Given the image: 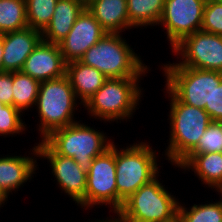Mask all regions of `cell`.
<instances>
[{
	"label": "cell",
	"mask_w": 222,
	"mask_h": 222,
	"mask_svg": "<svg viewBox=\"0 0 222 222\" xmlns=\"http://www.w3.org/2000/svg\"><path fill=\"white\" fill-rule=\"evenodd\" d=\"M82 122V123H81ZM107 133L79 120L52 131L43 141L56 153L73 158L88 172L96 156L103 154L114 142Z\"/></svg>",
	"instance_id": "6"
},
{
	"label": "cell",
	"mask_w": 222,
	"mask_h": 222,
	"mask_svg": "<svg viewBox=\"0 0 222 222\" xmlns=\"http://www.w3.org/2000/svg\"><path fill=\"white\" fill-rule=\"evenodd\" d=\"M176 168L194 172L205 188L222 193V152L188 154Z\"/></svg>",
	"instance_id": "17"
},
{
	"label": "cell",
	"mask_w": 222,
	"mask_h": 222,
	"mask_svg": "<svg viewBox=\"0 0 222 222\" xmlns=\"http://www.w3.org/2000/svg\"><path fill=\"white\" fill-rule=\"evenodd\" d=\"M161 175L140 187L118 211L124 222H166L178 215L179 199L172 194Z\"/></svg>",
	"instance_id": "7"
},
{
	"label": "cell",
	"mask_w": 222,
	"mask_h": 222,
	"mask_svg": "<svg viewBox=\"0 0 222 222\" xmlns=\"http://www.w3.org/2000/svg\"><path fill=\"white\" fill-rule=\"evenodd\" d=\"M4 106H5V104L0 101V109Z\"/></svg>",
	"instance_id": "36"
},
{
	"label": "cell",
	"mask_w": 222,
	"mask_h": 222,
	"mask_svg": "<svg viewBox=\"0 0 222 222\" xmlns=\"http://www.w3.org/2000/svg\"><path fill=\"white\" fill-rule=\"evenodd\" d=\"M216 194L219 195L218 200H206L201 204H193L190 208L180 202L178 215L182 222H222V193Z\"/></svg>",
	"instance_id": "23"
},
{
	"label": "cell",
	"mask_w": 222,
	"mask_h": 222,
	"mask_svg": "<svg viewBox=\"0 0 222 222\" xmlns=\"http://www.w3.org/2000/svg\"><path fill=\"white\" fill-rule=\"evenodd\" d=\"M2 71H21L27 57L42 40L39 30L31 27L2 34Z\"/></svg>",
	"instance_id": "16"
},
{
	"label": "cell",
	"mask_w": 222,
	"mask_h": 222,
	"mask_svg": "<svg viewBox=\"0 0 222 222\" xmlns=\"http://www.w3.org/2000/svg\"><path fill=\"white\" fill-rule=\"evenodd\" d=\"M8 195L0 189V208L4 207V205L8 202Z\"/></svg>",
	"instance_id": "32"
},
{
	"label": "cell",
	"mask_w": 222,
	"mask_h": 222,
	"mask_svg": "<svg viewBox=\"0 0 222 222\" xmlns=\"http://www.w3.org/2000/svg\"><path fill=\"white\" fill-rule=\"evenodd\" d=\"M122 36L123 33H106L79 61L96 68L108 79L146 77L150 66Z\"/></svg>",
	"instance_id": "3"
},
{
	"label": "cell",
	"mask_w": 222,
	"mask_h": 222,
	"mask_svg": "<svg viewBox=\"0 0 222 222\" xmlns=\"http://www.w3.org/2000/svg\"><path fill=\"white\" fill-rule=\"evenodd\" d=\"M174 53V54H173ZM178 60L161 66H183L201 70L222 72V36L196 31L184 37L172 48ZM180 58V59H179ZM178 62V63H177Z\"/></svg>",
	"instance_id": "9"
},
{
	"label": "cell",
	"mask_w": 222,
	"mask_h": 222,
	"mask_svg": "<svg viewBox=\"0 0 222 222\" xmlns=\"http://www.w3.org/2000/svg\"><path fill=\"white\" fill-rule=\"evenodd\" d=\"M212 121L222 122V82L215 86L211 95V108L204 109Z\"/></svg>",
	"instance_id": "30"
},
{
	"label": "cell",
	"mask_w": 222,
	"mask_h": 222,
	"mask_svg": "<svg viewBox=\"0 0 222 222\" xmlns=\"http://www.w3.org/2000/svg\"><path fill=\"white\" fill-rule=\"evenodd\" d=\"M25 116L20 110L11 105H5L0 109V136L15 137L17 134H24L28 127L22 119ZM24 121V122H23Z\"/></svg>",
	"instance_id": "26"
},
{
	"label": "cell",
	"mask_w": 222,
	"mask_h": 222,
	"mask_svg": "<svg viewBox=\"0 0 222 222\" xmlns=\"http://www.w3.org/2000/svg\"><path fill=\"white\" fill-rule=\"evenodd\" d=\"M151 145L145 140L121 148L115 144L117 212L127 198L161 174L159 167L163 166L158 161L161 151Z\"/></svg>",
	"instance_id": "2"
},
{
	"label": "cell",
	"mask_w": 222,
	"mask_h": 222,
	"mask_svg": "<svg viewBox=\"0 0 222 222\" xmlns=\"http://www.w3.org/2000/svg\"><path fill=\"white\" fill-rule=\"evenodd\" d=\"M85 8L83 0H57L53 17L41 32L42 40L58 45L70 32Z\"/></svg>",
	"instance_id": "19"
},
{
	"label": "cell",
	"mask_w": 222,
	"mask_h": 222,
	"mask_svg": "<svg viewBox=\"0 0 222 222\" xmlns=\"http://www.w3.org/2000/svg\"><path fill=\"white\" fill-rule=\"evenodd\" d=\"M66 75L70 80L75 96L81 105L96 93L108 79L96 68L85 65L79 60L66 63Z\"/></svg>",
	"instance_id": "20"
},
{
	"label": "cell",
	"mask_w": 222,
	"mask_h": 222,
	"mask_svg": "<svg viewBox=\"0 0 222 222\" xmlns=\"http://www.w3.org/2000/svg\"><path fill=\"white\" fill-rule=\"evenodd\" d=\"M13 72H0V101L13 106Z\"/></svg>",
	"instance_id": "29"
},
{
	"label": "cell",
	"mask_w": 222,
	"mask_h": 222,
	"mask_svg": "<svg viewBox=\"0 0 222 222\" xmlns=\"http://www.w3.org/2000/svg\"><path fill=\"white\" fill-rule=\"evenodd\" d=\"M205 3H208V2H212V1H222V0H204Z\"/></svg>",
	"instance_id": "35"
},
{
	"label": "cell",
	"mask_w": 222,
	"mask_h": 222,
	"mask_svg": "<svg viewBox=\"0 0 222 222\" xmlns=\"http://www.w3.org/2000/svg\"><path fill=\"white\" fill-rule=\"evenodd\" d=\"M143 79L109 78L83 108L87 110L89 118L100 119L103 123L130 121L128 119H133L144 97L145 90L139 84Z\"/></svg>",
	"instance_id": "4"
},
{
	"label": "cell",
	"mask_w": 222,
	"mask_h": 222,
	"mask_svg": "<svg viewBox=\"0 0 222 222\" xmlns=\"http://www.w3.org/2000/svg\"><path fill=\"white\" fill-rule=\"evenodd\" d=\"M163 90L170 106V138L162 156L175 168L198 145L212 120L204 109L182 103L165 85Z\"/></svg>",
	"instance_id": "1"
},
{
	"label": "cell",
	"mask_w": 222,
	"mask_h": 222,
	"mask_svg": "<svg viewBox=\"0 0 222 222\" xmlns=\"http://www.w3.org/2000/svg\"><path fill=\"white\" fill-rule=\"evenodd\" d=\"M222 152V122L212 121L189 154Z\"/></svg>",
	"instance_id": "27"
},
{
	"label": "cell",
	"mask_w": 222,
	"mask_h": 222,
	"mask_svg": "<svg viewBox=\"0 0 222 222\" xmlns=\"http://www.w3.org/2000/svg\"><path fill=\"white\" fill-rule=\"evenodd\" d=\"M113 213L115 214V216L111 215L112 218L110 216L107 217L106 219H104L103 217L102 220L100 218L99 220L95 218L94 219L95 221L92 220L91 222H124L119 212H113Z\"/></svg>",
	"instance_id": "31"
},
{
	"label": "cell",
	"mask_w": 222,
	"mask_h": 222,
	"mask_svg": "<svg viewBox=\"0 0 222 222\" xmlns=\"http://www.w3.org/2000/svg\"><path fill=\"white\" fill-rule=\"evenodd\" d=\"M103 205L109 207V212H117L114 142L103 154L93 159L87 172L85 210L89 211L95 206L99 208Z\"/></svg>",
	"instance_id": "10"
},
{
	"label": "cell",
	"mask_w": 222,
	"mask_h": 222,
	"mask_svg": "<svg viewBox=\"0 0 222 222\" xmlns=\"http://www.w3.org/2000/svg\"><path fill=\"white\" fill-rule=\"evenodd\" d=\"M129 22L136 29L154 28L162 17L165 0H126ZM144 27V28H143Z\"/></svg>",
	"instance_id": "21"
},
{
	"label": "cell",
	"mask_w": 222,
	"mask_h": 222,
	"mask_svg": "<svg viewBox=\"0 0 222 222\" xmlns=\"http://www.w3.org/2000/svg\"><path fill=\"white\" fill-rule=\"evenodd\" d=\"M35 144L38 148V161L47 160L59 189L84 211L87 172L73 158L56 154L43 140Z\"/></svg>",
	"instance_id": "12"
},
{
	"label": "cell",
	"mask_w": 222,
	"mask_h": 222,
	"mask_svg": "<svg viewBox=\"0 0 222 222\" xmlns=\"http://www.w3.org/2000/svg\"><path fill=\"white\" fill-rule=\"evenodd\" d=\"M165 86L182 102L198 108H211V95L222 82V72L183 66H160Z\"/></svg>",
	"instance_id": "8"
},
{
	"label": "cell",
	"mask_w": 222,
	"mask_h": 222,
	"mask_svg": "<svg viewBox=\"0 0 222 222\" xmlns=\"http://www.w3.org/2000/svg\"><path fill=\"white\" fill-rule=\"evenodd\" d=\"M107 32L85 8L76 19L67 36L58 44L66 63L80 60Z\"/></svg>",
	"instance_id": "13"
},
{
	"label": "cell",
	"mask_w": 222,
	"mask_h": 222,
	"mask_svg": "<svg viewBox=\"0 0 222 222\" xmlns=\"http://www.w3.org/2000/svg\"><path fill=\"white\" fill-rule=\"evenodd\" d=\"M204 6V0H165L158 27L166 30L169 49L184 37L201 30Z\"/></svg>",
	"instance_id": "11"
},
{
	"label": "cell",
	"mask_w": 222,
	"mask_h": 222,
	"mask_svg": "<svg viewBox=\"0 0 222 222\" xmlns=\"http://www.w3.org/2000/svg\"><path fill=\"white\" fill-rule=\"evenodd\" d=\"M90 1H92V0H83V2H84L85 4H87V3L90 2Z\"/></svg>",
	"instance_id": "37"
},
{
	"label": "cell",
	"mask_w": 222,
	"mask_h": 222,
	"mask_svg": "<svg viewBox=\"0 0 222 222\" xmlns=\"http://www.w3.org/2000/svg\"><path fill=\"white\" fill-rule=\"evenodd\" d=\"M2 56H3V40H2V34H0V72H2Z\"/></svg>",
	"instance_id": "33"
},
{
	"label": "cell",
	"mask_w": 222,
	"mask_h": 222,
	"mask_svg": "<svg viewBox=\"0 0 222 222\" xmlns=\"http://www.w3.org/2000/svg\"><path fill=\"white\" fill-rule=\"evenodd\" d=\"M30 151L31 157L29 154L23 156L20 153L5 156L0 154V189L9 196V199L16 190L19 191V187L22 189L27 181L31 182L32 177L37 175L36 170H39L37 145L34 144Z\"/></svg>",
	"instance_id": "14"
},
{
	"label": "cell",
	"mask_w": 222,
	"mask_h": 222,
	"mask_svg": "<svg viewBox=\"0 0 222 222\" xmlns=\"http://www.w3.org/2000/svg\"><path fill=\"white\" fill-rule=\"evenodd\" d=\"M166 222H182L181 218L179 215L175 216L173 219L166 221Z\"/></svg>",
	"instance_id": "34"
},
{
	"label": "cell",
	"mask_w": 222,
	"mask_h": 222,
	"mask_svg": "<svg viewBox=\"0 0 222 222\" xmlns=\"http://www.w3.org/2000/svg\"><path fill=\"white\" fill-rule=\"evenodd\" d=\"M27 27L25 0H0V34Z\"/></svg>",
	"instance_id": "24"
},
{
	"label": "cell",
	"mask_w": 222,
	"mask_h": 222,
	"mask_svg": "<svg viewBox=\"0 0 222 222\" xmlns=\"http://www.w3.org/2000/svg\"><path fill=\"white\" fill-rule=\"evenodd\" d=\"M40 82L22 71L13 72V106L23 114L33 110L38 97Z\"/></svg>",
	"instance_id": "22"
},
{
	"label": "cell",
	"mask_w": 222,
	"mask_h": 222,
	"mask_svg": "<svg viewBox=\"0 0 222 222\" xmlns=\"http://www.w3.org/2000/svg\"><path fill=\"white\" fill-rule=\"evenodd\" d=\"M78 105L82 107L67 75L40 82L36 107L33 108L38 111L39 125L37 123L36 130L40 134V140L56 129L77 122L74 115L79 109Z\"/></svg>",
	"instance_id": "5"
},
{
	"label": "cell",
	"mask_w": 222,
	"mask_h": 222,
	"mask_svg": "<svg viewBox=\"0 0 222 222\" xmlns=\"http://www.w3.org/2000/svg\"><path fill=\"white\" fill-rule=\"evenodd\" d=\"M21 71L39 82L66 75V62L59 45L41 40L27 57Z\"/></svg>",
	"instance_id": "15"
},
{
	"label": "cell",
	"mask_w": 222,
	"mask_h": 222,
	"mask_svg": "<svg viewBox=\"0 0 222 222\" xmlns=\"http://www.w3.org/2000/svg\"><path fill=\"white\" fill-rule=\"evenodd\" d=\"M28 27L42 32L51 21L57 0H25Z\"/></svg>",
	"instance_id": "25"
},
{
	"label": "cell",
	"mask_w": 222,
	"mask_h": 222,
	"mask_svg": "<svg viewBox=\"0 0 222 222\" xmlns=\"http://www.w3.org/2000/svg\"><path fill=\"white\" fill-rule=\"evenodd\" d=\"M201 30L222 36V1L205 3Z\"/></svg>",
	"instance_id": "28"
},
{
	"label": "cell",
	"mask_w": 222,
	"mask_h": 222,
	"mask_svg": "<svg viewBox=\"0 0 222 222\" xmlns=\"http://www.w3.org/2000/svg\"><path fill=\"white\" fill-rule=\"evenodd\" d=\"M107 33H121L135 27L129 22L126 0H92L86 4Z\"/></svg>",
	"instance_id": "18"
}]
</instances>
